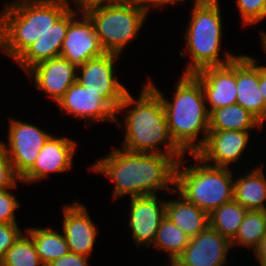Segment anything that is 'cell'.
I'll return each mask as SVG.
<instances>
[{
  "label": "cell",
  "mask_w": 266,
  "mask_h": 266,
  "mask_svg": "<svg viewBox=\"0 0 266 266\" xmlns=\"http://www.w3.org/2000/svg\"><path fill=\"white\" fill-rule=\"evenodd\" d=\"M25 232L33 240L36 252L44 266L70 251L64 234H60L50 227H29L25 229Z\"/></svg>",
  "instance_id": "obj_24"
},
{
  "label": "cell",
  "mask_w": 266,
  "mask_h": 266,
  "mask_svg": "<svg viewBox=\"0 0 266 266\" xmlns=\"http://www.w3.org/2000/svg\"><path fill=\"white\" fill-rule=\"evenodd\" d=\"M266 233V211L248 210L237 234L231 240V246L241 245L252 251Z\"/></svg>",
  "instance_id": "obj_27"
},
{
  "label": "cell",
  "mask_w": 266,
  "mask_h": 266,
  "mask_svg": "<svg viewBox=\"0 0 266 266\" xmlns=\"http://www.w3.org/2000/svg\"><path fill=\"white\" fill-rule=\"evenodd\" d=\"M184 1L185 0H147V8L150 10L153 7L159 8V7H162V5L165 6V5L176 4V3L184 2ZM198 1L200 0H193V4Z\"/></svg>",
  "instance_id": "obj_36"
},
{
  "label": "cell",
  "mask_w": 266,
  "mask_h": 266,
  "mask_svg": "<svg viewBox=\"0 0 266 266\" xmlns=\"http://www.w3.org/2000/svg\"><path fill=\"white\" fill-rule=\"evenodd\" d=\"M0 266H44L31 237L23 232L5 253Z\"/></svg>",
  "instance_id": "obj_28"
},
{
  "label": "cell",
  "mask_w": 266,
  "mask_h": 266,
  "mask_svg": "<svg viewBox=\"0 0 266 266\" xmlns=\"http://www.w3.org/2000/svg\"><path fill=\"white\" fill-rule=\"evenodd\" d=\"M72 2L74 3V6H76V11L79 14L87 13L91 9L115 3L114 0H72Z\"/></svg>",
  "instance_id": "obj_34"
},
{
  "label": "cell",
  "mask_w": 266,
  "mask_h": 266,
  "mask_svg": "<svg viewBox=\"0 0 266 266\" xmlns=\"http://www.w3.org/2000/svg\"><path fill=\"white\" fill-rule=\"evenodd\" d=\"M149 11L137 4L113 3L91 9L86 14L93 22L105 52L121 56L125 47L140 33Z\"/></svg>",
  "instance_id": "obj_7"
},
{
  "label": "cell",
  "mask_w": 266,
  "mask_h": 266,
  "mask_svg": "<svg viewBox=\"0 0 266 266\" xmlns=\"http://www.w3.org/2000/svg\"><path fill=\"white\" fill-rule=\"evenodd\" d=\"M266 103V66H259V86Z\"/></svg>",
  "instance_id": "obj_37"
},
{
  "label": "cell",
  "mask_w": 266,
  "mask_h": 266,
  "mask_svg": "<svg viewBox=\"0 0 266 266\" xmlns=\"http://www.w3.org/2000/svg\"><path fill=\"white\" fill-rule=\"evenodd\" d=\"M76 15L78 12L70 5V8L53 24L50 30L32 43L15 61L18 66L26 73L37 63L60 56L69 23Z\"/></svg>",
  "instance_id": "obj_20"
},
{
  "label": "cell",
  "mask_w": 266,
  "mask_h": 266,
  "mask_svg": "<svg viewBox=\"0 0 266 266\" xmlns=\"http://www.w3.org/2000/svg\"><path fill=\"white\" fill-rule=\"evenodd\" d=\"M62 112L75 118L102 122L112 121L119 128L123 125L118 120L117 111L102 97L100 93L86 89L78 81L74 82L57 103Z\"/></svg>",
  "instance_id": "obj_10"
},
{
  "label": "cell",
  "mask_w": 266,
  "mask_h": 266,
  "mask_svg": "<svg viewBox=\"0 0 266 266\" xmlns=\"http://www.w3.org/2000/svg\"><path fill=\"white\" fill-rule=\"evenodd\" d=\"M177 163L173 155L113 148L91 165L90 170L114 181L112 197L115 200L126 195L130 198L153 195L160 190L174 194Z\"/></svg>",
  "instance_id": "obj_1"
},
{
  "label": "cell",
  "mask_w": 266,
  "mask_h": 266,
  "mask_svg": "<svg viewBox=\"0 0 266 266\" xmlns=\"http://www.w3.org/2000/svg\"><path fill=\"white\" fill-rule=\"evenodd\" d=\"M115 3H131L147 7V0H114Z\"/></svg>",
  "instance_id": "obj_38"
},
{
  "label": "cell",
  "mask_w": 266,
  "mask_h": 266,
  "mask_svg": "<svg viewBox=\"0 0 266 266\" xmlns=\"http://www.w3.org/2000/svg\"><path fill=\"white\" fill-rule=\"evenodd\" d=\"M88 256L69 251L66 255L52 261L47 266H88Z\"/></svg>",
  "instance_id": "obj_33"
},
{
  "label": "cell",
  "mask_w": 266,
  "mask_h": 266,
  "mask_svg": "<svg viewBox=\"0 0 266 266\" xmlns=\"http://www.w3.org/2000/svg\"><path fill=\"white\" fill-rule=\"evenodd\" d=\"M250 131H209L203 146L195 153L204 163L231 168L247 149ZM213 163V164H212Z\"/></svg>",
  "instance_id": "obj_15"
},
{
  "label": "cell",
  "mask_w": 266,
  "mask_h": 266,
  "mask_svg": "<svg viewBox=\"0 0 266 266\" xmlns=\"http://www.w3.org/2000/svg\"><path fill=\"white\" fill-rule=\"evenodd\" d=\"M75 140L69 137L50 136L40 149L34 165L20 178V182L32 184L42 181L51 173H63L73 168L76 152ZM51 172V173H50Z\"/></svg>",
  "instance_id": "obj_13"
},
{
  "label": "cell",
  "mask_w": 266,
  "mask_h": 266,
  "mask_svg": "<svg viewBox=\"0 0 266 266\" xmlns=\"http://www.w3.org/2000/svg\"><path fill=\"white\" fill-rule=\"evenodd\" d=\"M249 55L236 57V103L253 114L262 124L266 119V103L259 86V66Z\"/></svg>",
  "instance_id": "obj_19"
},
{
  "label": "cell",
  "mask_w": 266,
  "mask_h": 266,
  "mask_svg": "<svg viewBox=\"0 0 266 266\" xmlns=\"http://www.w3.org/2000/svg\"><path fill=\"white\" fill-rule=\"evenodd\" d=\"M23 231L18 223H0V263L7 250L15 243Z\"/></svg>",
  "instance_id": "obj_32"
},
{
  "label": "cell",
  "mask_w": 266,
  "mask_h": 266,
  "mask_svg": "<svg viewBox=\"0 0 266 266\" xmlns=\"http://www.w3.org/2000/svg\"><path fill=\"white\" fill-rule=\"evenodd\" d=\"M231 241L210 225L197 236L191 237L174 266H225Z\"/></svg>",
  "instance_id": "obj_11"
},
{
  "label": "cell",
  "mask_w": 266,
  "mask_h": 266,
  "mask_svg": "<svg viewBox=\"0 0 266 266\" xmlns=\"http://www.w3.org/2000/svg\"><path fill=\"white\" fill-rule=\"evenodd\" d=\"M77 16L69 23L60 56L78 67L106 52L88 15L81 13L80 19Z\"/></svg>",
  "instance_id": "obj_12"
},
{
  "label": "cell",
  "mask_w": 266,
  "mask_h": 266,
  "mask_svg": "<svg viewBox=\"0 0 266 266\" xmlns=\"http://www.w3.org/2000/svg\"><path fill=\"white\" fill-rule=\"evenodd\" d=\"M253 253L258 264L261 266L266 261V233L262 237L260 243L253 250Z\"/></svg>",
  "instance_id": "obj_35"
},
{
  "label": "cell",
  "mask_w": 266,
  "mask_h": 266,
  "mask_svg": "<svg viewBox=\"0 0 266 266\" xmlns=\"http://www.w3.org/2000/svg\"><path fill=\"white\" fill-rule=\"evenodd\" d=\"M235 3L244 26H251L264 20V0H236Z\"/></svg>",
  "instance_id": "obj_29"
},
{
  "label": "cell",
  "mask_w": 266,
  "mask_h": 266,
  "mask_svg": "<svg viewBox=\"0 0 266 266\" xmlns=\"http://www.w3.org/2000/svg\"><path fill=\"white\" fill-rule=\"evenodd\" d=\"M264 18H266V0H264Z\"/></svg>",
  "instance_id": "obj_39"
},
{
  "label": "cell",
  "mask_w": 266,
  "mask_h": 266,
  "mask_svg": "<svg viewBox=\"0 0 266 266\" xmlns=\"http://www.w3.org/2000/svg\"><path fill=\"white\" fill-rule=\"evenodd\" d=\"M62 232L69 250L82 256H90L98 234L85 205L79 201L63 207Z\"/></svg>",
  "instance_id": "obj_18"
},
{
  "label": "cell",
  "mask_w": 266,
  "mask_h": 266,
  "mask_svg": "<svg viewBox=\"0 0 266 266\" xmlns=\"http://www.w3.org/2000/svg\"><path fill=\"white\" fill-rule=\"evenodd\" d=\"M157 194L131 197L129 227L139 247L149 248L156 237L162 219L165 217L166 200L162 202Z\"/></svg>",
  "instance_id": "obj_14"
},
{
  "label": "cell",
  "mask_w": 266,
  "mask_h": 266,
  "mask_svg": "<svg viewBox=\"0 0 266 266\" xmlns=\"http://www.w3.org/2000/svg\"><path fill=\"white\" fill-rule=\"evenodd\" d=\"M247 211L238 202L232 200L209 214L210 226L231 241L237 234Z\"/></svg>",
  "instance_id": "obj_26"
},
{
  "label": "cell",
  "mask_w": 266,
  "mask_h": 266,
  "mask_svg": "<svg viewBox=\"0 0 266 266\" xmlns=\"http://www.w3.org/2000/svg\"><path fill=\"white\" fill-rule=\"evenodd\" d=\"M261 167H255L234 179V200L246 210L266 211V177Z\"/></svg>",
  "instance_id": "obj_22"
},
{
  "label": "cell",
  "mask_w": 266,
  "mask_h": 266,
  "mask_svg": "<svg viewBox=\"0 0 266 266\" xmlns=\"http://www.w3.org/2000/svg\"><path fill=\"white\" fill-rule=\"evenodd\" d=\"M178 196L179 199L166 200L165 216L188 236H197L210 225L209 214L179 193Z\"/></svg>",
  "instance_id": "obj_21"
},
{
  "label": "cell",
  "mask_w": 266,
  "mask_h": 266,
  "mask_svg": "<svg viewBox=\"0 0 266 266\" xmlns=\"http://www.w3.org/2000/svg\"><path fill=\"white\" fill-rule=\"evenodd\" d=\"M140 91L136 100L128 91L117 109V114L127 113L123 114L125 136L122 148L131 152L173 155L179 161L185 153L170 135L160 96L148 84Z\"/></svg>",
  "instance_id": "obj_2"
},
{
  "label": "cell",
  "mask_w": 266,
  "mask_h": 266,
  "mask_svg": "<svg viewBox=\"0 0 266 266\" xmlns=\"http://www.w3.org/2000/svg\"><path fill=\"white\" fill-rule=\"evenodd\" d=\"M120 55L105 53L77 67V81L93 92L100 93L116 111L128 89L115 75V61Z\"/></svg>",
  "instance_id": "obj_9"
},
{
  "label": "cell",
  "mask_w": 266,
  "mask_h": 266,
  "mask_svg": "<svg viewBox=\"0 0 266 266\" xmlns=\"http://www.w3.org/2000/svg\"><path fill=\"white\" fill-rule=\"evenodd\" d=\"M192 156L196 161L194 165L185 166L184 156L177 163L175 194L179 193L188 202L211 214L218 207L234 200L236 177H232L230 168L211 166L195 154Z\"/></svg>",
  "instance_id": "obj_6"
},
{
  "label": "cell",
  "mask_w": 266,
  "mask_h": 266,
  "mask_svg": "<svg viewBox=\"0 0 266 266\" xmlns=\"http://www.w3.org/2000/svg\"><path fill=\"white\" fill-rule=\"evenodd\" d=\"M160 96L170 135L174 143L187 154H195L204 144L209 132V113L200 81L193 74H184L176 83L174 97L168 101L163 93L147 80ZM201 134V138L198 136Z\"/></svg>",
  "instance_id": "obj_3"
},
{
  "label": "cell",
  "mask_w": 266,
  "mask_h": 266,
  "mask_svg": "<svg viewBox=\"0 0 266 266\" xmlns=\"http://www.w3.org/2000/svg\"><path fill=\"white\" fill-rule=\"evenodd\" d=\"M0 191V223H17L15 211L20 207L16 197L8 191Z\"/></svg>",
  "instance_id": "obj_30"
},
{
  "label": "cell",
  "mask_w": 266,
  "mask_h": 266,
  "mask_svg": "<svg viewBox=\"0 0 266 266\" xmlns=\"http://www.w3.org/2000/svg\"><path fill=\"white\" fill-rule=\"evenodd\" d=\"M20 178L15 174L5 150L0 145V191L14 189Z\"/></svg>",
  "instance_id": "obj_31"
},
{
  "label": "cell",
  "mask_w": 266,
  "mask_h": 266,
  "mask_svg": "<svg viewBox=\"0 0 266 266\" xmlns=\"http://www.w3.org/2000/svg\"><path fill=\"white\" fill-rule=\"evenodd\" d=\"M8 130V146L3 141H0V145L15 174L21 178L34 165L40 149L52 134L15 118L9 119Z\"/></svg>",
  "instance_id": "obj_8"
},
{
  "label": "cell",
  "mask_w": 266,
  "mask_h": 266,
  "mask_svg": "<svg viewBox=\"0 0 266 266\" xmlns=\"http://www.w3.org/2000/svg\"><path fill=\"white\" fill-rule=\"evenodd\" d=\"M218 3V0H200L191 9L184 37L187 53L192 60L185 66L184 74H193L205 67L226 65L239 56L225 52L224 58H220L223 22Z\"/></svg>",
  "instance_id": "obj_5"
},
{
  "label": "cell",
  "mask_w": 266,
  "mask_h": 266,
  "mask_svg": "<svg viewBox=\"0 0 266 266\" xmlns=\"http://www.w3.org/2000/svg\"><path fill=\"white\" fill-rule=\"evenodd\" d=\"M190 238L165 216L160 223L152 245L159 251L163 250L168 253L170 264H173L190 242Z\"/></svg>",
  "instance_id": "obj_25"
},
{
  "label": "cell",
  "mask_w": 266,
  "mask_h": 266,
  "mask_svg": "<svg viewBox=\"0 0 266 266\" xmlns=\"http://www.w3.org/2000/svg\"><path fill=\"white\" fill-rule=\"evenodd\" d=\"M193 75L200 81L208 113L228 105L236 104V58L222 66L205 67Z\"/></svg>",
  "instance_id": "obj_16"
},
{
  "label": "cell",
  "mask_w": 266,
  "mask_h": 266,
  "mask_svg": "<svg viewBox=\"0 0 266 266\" xmlns=\"http://www.w3.org/2000/svg\"><path fill=\"white\" fill-rule=\"evenodd\" d=\"M264 126L253 114L241 105L232 104L217 108L209 114V131H250Z\"/></svg>",
  "instance_id": "obj_23"
},
{
  "label": "cell",
  "mask_w": 266,
  "mask_h": 266,
  "mask_svg": "<svg viewBox=\"0 0 266 266\" xmlns=\"http://www.w3.org/2000/svg\"><path fill=\"white\" fill-rule=\"evenodd\" d=\"M69 0H13L0 13V50L16 61L70 8Z\"/></svg>",
  "instance_id": "obj_4"
},
{
  "label": "cell",
  "mask_w": 266,
  "mask_h": 266,
  "mask_svg": "<svg viewBox=\"0 0 266 266\" xmlns=\"http://www.w3.org/2000/svg\"><path fill=\"white\" fill-rule=\"evenodd\" d=\"M35 87L47 93L57 104L69 87L77 81V66L58 56L37 63L26 73Z\"/></svg>",
  "instance_id": "obj_17"
}]
</instances>
